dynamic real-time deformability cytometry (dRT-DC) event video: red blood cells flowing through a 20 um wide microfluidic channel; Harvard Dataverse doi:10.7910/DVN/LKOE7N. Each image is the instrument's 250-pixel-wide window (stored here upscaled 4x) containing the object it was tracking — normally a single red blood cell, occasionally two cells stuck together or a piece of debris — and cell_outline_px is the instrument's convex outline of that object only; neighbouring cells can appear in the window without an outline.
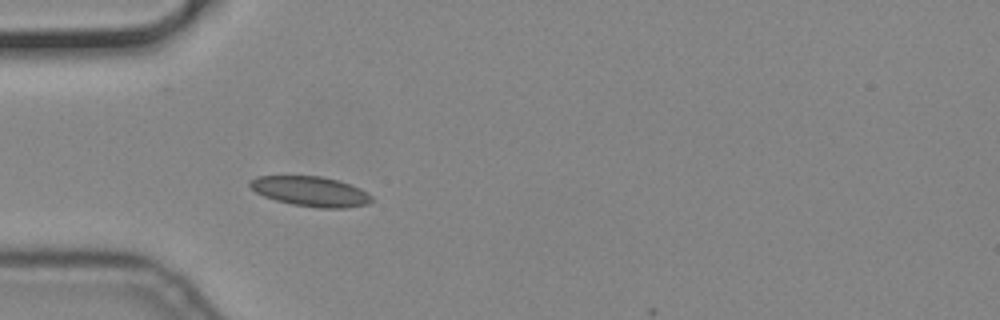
{"species": "common noctule bat (a hibernating species)", "species_latin": "Nyctalus noctula", "temperature_condition": "cold", "stored_images_in_passage": 4, "camera_frame_rate_fps": 3000, "um_per_image_px": 0.085, "animal": {"sex": "male", "body_mass_g": 19.2, "forearm_length_mm": 51.8}, "frame": {"image": 1, "passage_image": 4, "time_ms": 1.0, "image_size_px": [1000, 320], "cell_outline_px": [[372, 200], [368, 204], [348, 208], [320, 208], [292, 204], [276, 200], [264, 196], [256, 192], [248, 184], [256, 176], [320, 176], [336, 180], [360, 188], [368, 192], [372, 196]], "centroid_in_image_um": [26.42, 16.27], "position_along_channel_um": 58.6, "area_um2": 21.1}}